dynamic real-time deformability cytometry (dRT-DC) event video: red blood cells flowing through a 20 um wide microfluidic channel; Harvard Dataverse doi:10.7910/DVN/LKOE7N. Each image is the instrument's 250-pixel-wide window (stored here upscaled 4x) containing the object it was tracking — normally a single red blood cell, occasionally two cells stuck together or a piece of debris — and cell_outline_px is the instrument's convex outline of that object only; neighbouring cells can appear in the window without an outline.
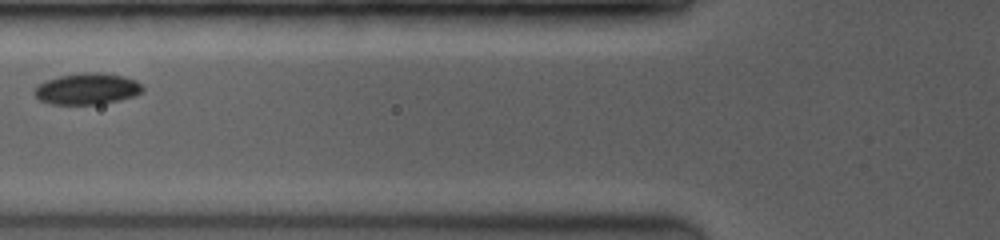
{"species": "common noctule bat (a hibernating species)", "species_latin": "Nyctalus noctula", "temperature_condition": "room temperature", "stored_images_in_passage": 5, "camera_frame_rate_fps": 3500, "um_per_image_px": 0.085, "animal": {"sex": "female", "body_mass_g": 19.0, "forearm_length_mm": 53.3}, "frame": {"image": 1, "passage_image": 3, "time_ms": 1.429, "image_size_px": [1000, 240], "cell_outline_px": [[144, 88], [136, 96], [120, 100], [100, 104], [52, 104], [40, 100], [32, 92], [40, 84], [48, 80], [60, 76], [76, 72], [100, 72], [124, 76], [136, 80]], "centroid_in_image_um": [7.43, 7.54], "position_along_channel_um": 118.4, "area_um2": 19.77}}
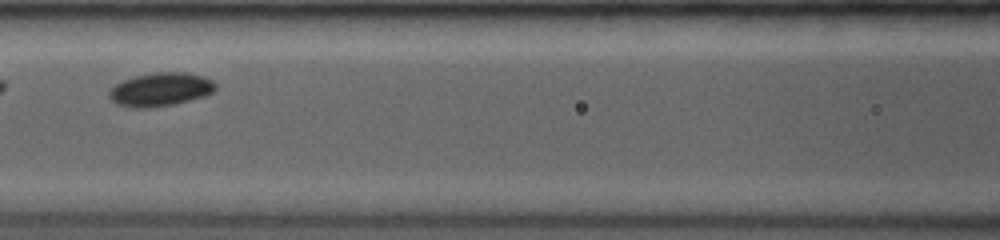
{"frame": {"image": 2, "passage_image": 4, "time_ms": 2.286, "image_size_px": [1000, 240], "cell_outline_px": [[216, 88], [212, 92], [204, 96], [172, 104], [148, 108], [136, 108], [116, 104], [108, 96], [108, 92], [116, 84], [124, 80], [136, 76], [156, 72], [184, 72], [204, 76], [212, 80], [216, 84]], "centroid_in_image_um": [13.64, 7.6], "position_along_channel_um": 153.0, "area_um2": 20.58}}